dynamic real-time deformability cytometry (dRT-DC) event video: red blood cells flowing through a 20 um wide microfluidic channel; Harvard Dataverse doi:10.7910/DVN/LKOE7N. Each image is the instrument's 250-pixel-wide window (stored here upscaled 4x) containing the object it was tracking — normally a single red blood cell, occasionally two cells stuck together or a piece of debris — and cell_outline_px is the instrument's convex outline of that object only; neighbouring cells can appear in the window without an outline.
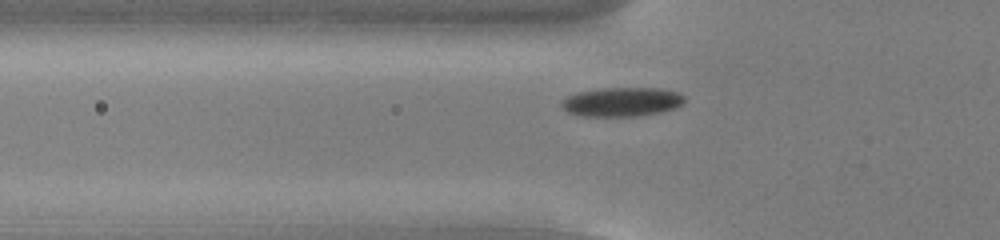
{"species": "common noctule bat (a hibernating species)", "species_latin": "Nyctalus noctula", "temperature_condition": "cold", "stored_images_in_passage": 46, "camera_frame_rate_fps": 3000, "um_per_image_px": 0.085, "animal": {"sex": "male", "body_mass_g": 13.0, "forearm_length_mm": 53.1}, "frame": {"image": 1, "passage_image": 11, "time_ms": 3.333, "image_size_px": [1000, 240], "cell_outline_px": [[684, 100], [680, 104], [672, 108], [660, 112], [636, 116], [584, 116], [568, 112], [560, 104], [560, 100], [576, 92], [604, 88], [660, 88], [680, 92], [684, 96]], "centroid_in_image_um": [52.83, 8.65], "position_along_channel_um": 73.0, "area_um2": 20.75}}
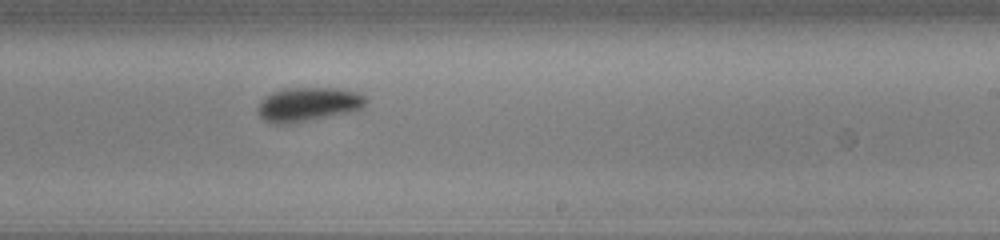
{"frame": {"image": 2, "passage_image": 26, "time_ms": 8.333, "image_size_px": [1000, 240], "cell_outline_px": [[368, 100], [364, 108], [356, 112], [292, 124], [272, 124], [264, 120], [256, 112], [256, 108], [260, 100], [264, 96], [272, 92], [284, 88], [336, 88], [356, 92], [368, 96]], "centroid_in_image_um": [26.22, 8.89], "position_along_channel_um": 262.8, "area_um2": 22.31}}
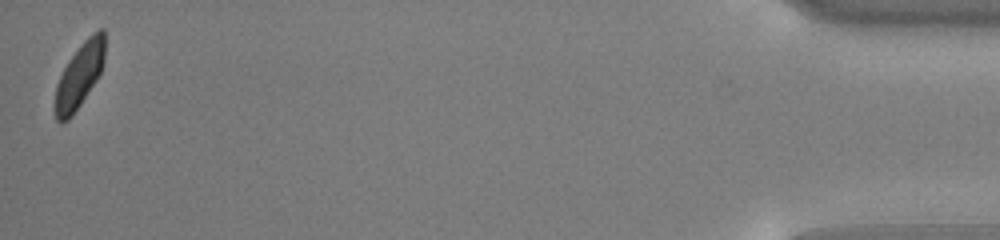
{"frame": {"image": 3, "passage_image": 46, "time_ms": 15.0, "image_size_px": [1000, 240], "cell_outline_px": [[104, 64], [96, 80], [72, 116], [68, 120], [56, 120], [56, 84], [68, 60], [84, 40], [92, 32], [100, 28], [104, 28]], "centroid_in_image_um": [6.78, 6.35], "position_along_channel_um": 428.4, "area_um2": 18.32}, "authors_computed_cell_mechanics": {"area_um2": 20.6057, "velocity_mm_per_s": 3.8115, "shape_relaxation_time_tau1_ms": 4.5141, "shape_relaxation_time_tau2_ms": null, "deformation_change_tau1": 0.1027, "deformation_change_tau2": null}}